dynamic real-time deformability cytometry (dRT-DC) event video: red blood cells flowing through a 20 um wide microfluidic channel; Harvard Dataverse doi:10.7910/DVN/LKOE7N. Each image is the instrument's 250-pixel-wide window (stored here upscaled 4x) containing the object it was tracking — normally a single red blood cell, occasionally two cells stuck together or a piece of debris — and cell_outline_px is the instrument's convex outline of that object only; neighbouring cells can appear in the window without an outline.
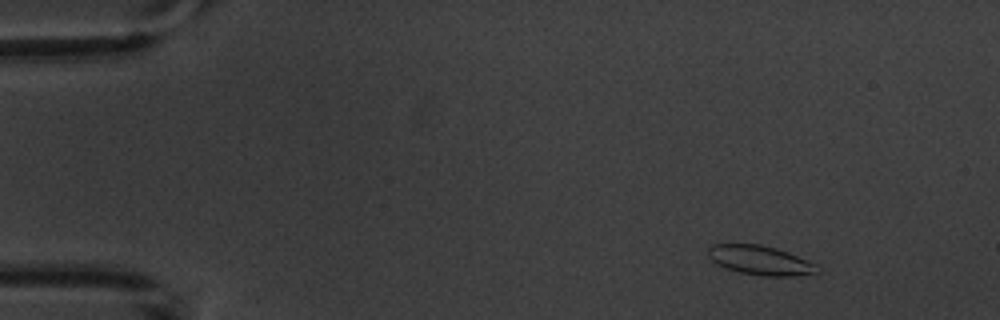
{"species": "common noctule bat (a hibernating species)", "species_latin": "Nyctalus noctula", "temperature_condition": "warm", "stored_images_in_passage": 4, "camera_frame_rate_fps": 3000, "um_per_image_px": 0.085, "animal": {"sex": "male", "body_mass_g": 20.1, "forearm_length_mm": 53.5}, "frame": {"image": 1, "passage_image": 1, "time_ms": 0.0, "image_size_px": [1000, 320], "cell_outline_px": [[816, 264], [812, 272], [788, 276], [764, 276], [740, 272], [724, 268], [716, 264], [708, 256], [708, 248], [712, 244], [760, 244], [776, 248], [788, 252], [808, 260]], "centroid_in_image_um": [64.51, 22.1], "position_along_channel_um": 20.5, "area_um2": 18.26}}
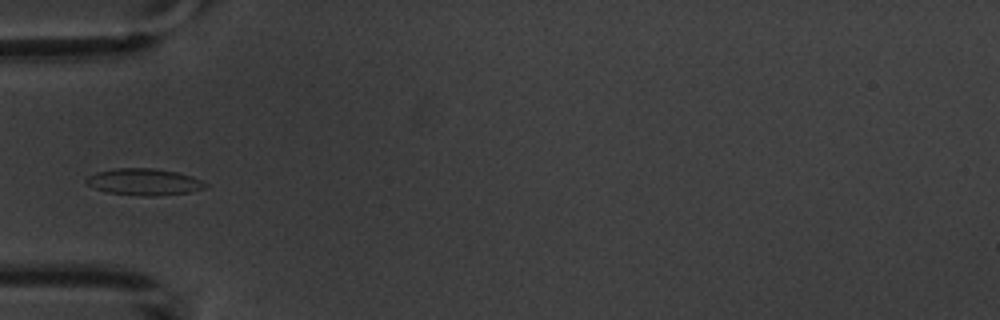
{"frame": {"image": 2, "passage_image": 4, "time_ms": 4.0, "image_size_px": [1000, 320], "cell_outline_px": [[208, 184], [204, 188], [188, 192], [156, 196], [140, 196], [108, 192], [96, 188], [88, 184], [84, 180], [88, 176], [96, 172], [116, 168], [152, 168], [176, 172], [192, 176]], "centroid_in_image_um": [12.24, 15.46], "position_along_channel_um": 72.8, "area_um2": 18.32}}